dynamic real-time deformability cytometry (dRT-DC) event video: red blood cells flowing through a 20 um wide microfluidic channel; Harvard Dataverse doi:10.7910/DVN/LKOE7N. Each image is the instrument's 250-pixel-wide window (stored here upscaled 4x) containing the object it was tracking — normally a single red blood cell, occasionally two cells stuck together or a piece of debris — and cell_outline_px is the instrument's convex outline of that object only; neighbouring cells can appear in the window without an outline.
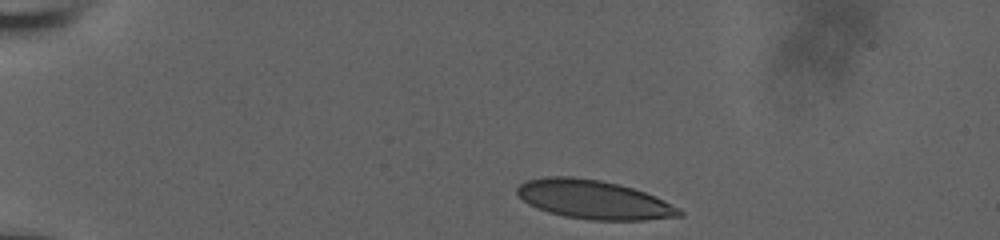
{"species": "human", "species_latin": "Homo sapiens", "temperature_condition": "room temperature", "stored_images_in_passage": 7, "camera_frame_rate_fps": 3000, "um_per_image_px": 0.085, "donor": {"sex": "male"}, "frame": {"image": 1, "passage_image": 1, "time_ms": 0.0, "image_size_px": [1000, 240], "cell_outline_px": [[684, 216], [644, 220], [588, 220], [564, 216], [548, 212], [536, 208], [528, 204], [516, 192], [516, 188], [520, 184], [528, 180], [544, 176], [572, 176], [600, 180], [620, 184], [644, 192], [664, 200], [680, 208], [684, 212]], "centroid_in_image_um": [50.48, 16.97], "position_along_channel_um": 34.5, "area_um2": 36.88}}
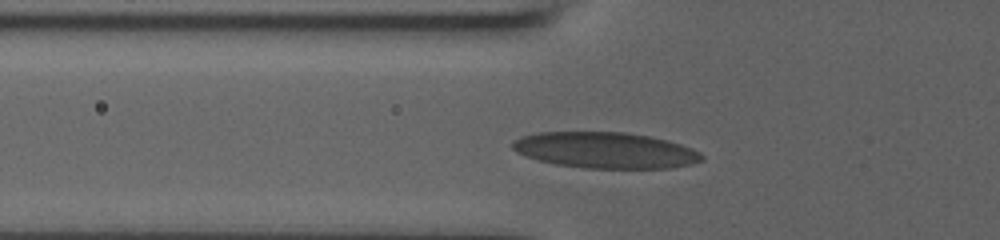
{"frame": {"image": 2, "passage_image": 5, "time_ms": 1.333, "image_size_px": [1000, 240], "cell_outline_px": [[704, 160], [692, 164], [672, 168], [584, 168], [556, 164], [540, 160], [516, 152], [512, 148], [512, 140], [520, 136], [540, 132], [624, 132], [652, 136], [668, 140], [692, 148], [700, 152], [704, 156]], "centroid_in_image_um": [51.49, 12.76], "position_along_channel_um": 74.3, "area_um2": 39.94}}
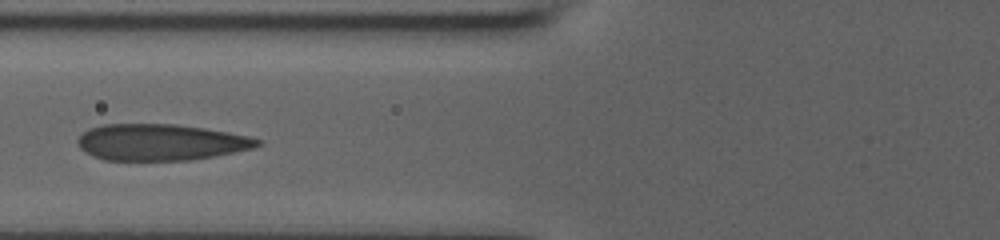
{"frame": {"image": 3, "passage_image": 6, "time_ms": 1.667, "image_size_px": [1000, 240], "cell_outline_px": [[260, 144], [252, 148], [212, 156], [188, 160], [104, 160], [92, 156], [80, 148], [76, 144], [76, 140], [88, 128], [104, 124], [176, 124], [204, 128], [228, 132], [248, 136], [260, 140]], "centroid_in_image_um": [13.59, 12.08], "position_along_channel_um": 112.2, "area_um2": 37.92}}